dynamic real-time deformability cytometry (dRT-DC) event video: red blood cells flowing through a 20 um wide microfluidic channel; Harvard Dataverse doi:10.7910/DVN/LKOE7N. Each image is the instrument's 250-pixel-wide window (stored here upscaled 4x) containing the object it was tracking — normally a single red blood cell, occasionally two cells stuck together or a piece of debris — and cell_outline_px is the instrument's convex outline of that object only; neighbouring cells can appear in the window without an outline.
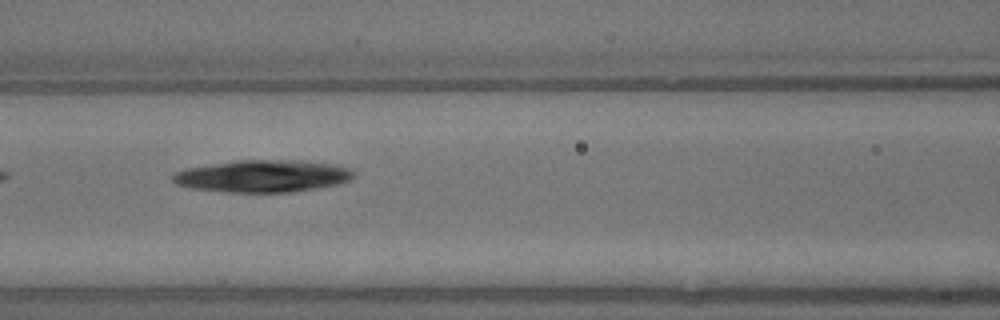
{"species": "common noctule bat (a hibernating species)", "species_latin": "Nyctalus noctula", "temperature_condition": "warm", "stored_images_in_passage": 6, "camera_frame_rate_fps": 3000, "um_per_image_px": 0.085, "animal": {"sex": "male", "body_mass_g": 13.3}, "frame": {"image": 1, "passage_image": 5, "time_ms": 1.333, "image_size_px": [1000, 320], "cell_outline_px": [[356, 176], [352, 180], [336, 184], [316, 188], [292, 192], [224, 192], [192, 188], [176, 184], [172, 180], [172, 176], [176, 172], [188, 168], [236, 160], [300, 160], [332, 164], [352, 168], [356, 172]], "centroid_in_image_um": [22.39, 14.96], "position_along_channel_um": 144.2, "area_um2": 34.04}}